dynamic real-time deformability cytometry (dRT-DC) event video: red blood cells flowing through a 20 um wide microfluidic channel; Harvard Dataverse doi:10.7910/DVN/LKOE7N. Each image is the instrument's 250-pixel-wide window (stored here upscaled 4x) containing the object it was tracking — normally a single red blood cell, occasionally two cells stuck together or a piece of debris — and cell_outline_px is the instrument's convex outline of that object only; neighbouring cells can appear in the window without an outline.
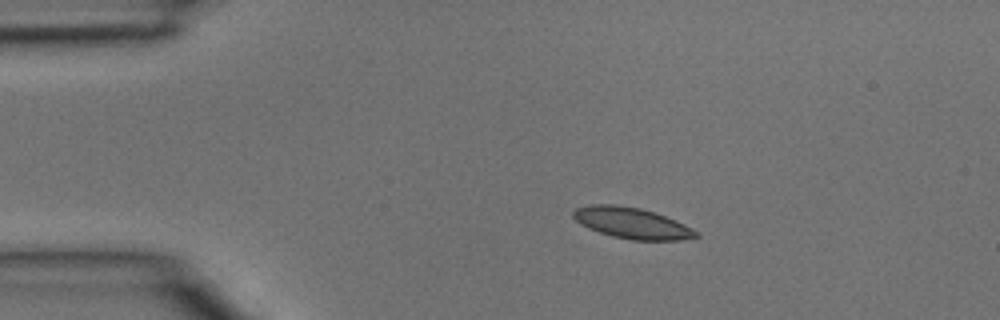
{"species": "common noctule bat (a hibernating species)", "species_latin": "Nyctalus noctula", "temperature_condition": "room temperature", "stored_images_in_passage": 34, "camera_frame_rate_fps": 3000, "um_per_image_px": 0.085, "animal": {"sex": "male", "body_mass_g": 15.6}, "frame": {"image": 1, "passage_image": 1, "time_ms": 0.0, "image_size_px": [1000, 320], "cell_outline_px": [[700, 236], [680, 240], [632, 240], [612, 236], [588, 228], [580, 224], [572, 216], [572, 212], [576, 208], [588, 204], [616, 204], [640, 208], [656, 212], [676, 220], [700, 232]], "centroid_in_image_um": [53.72, 18.95], "position_along_channel_um": 31.3, "area_um2": 22.43}}
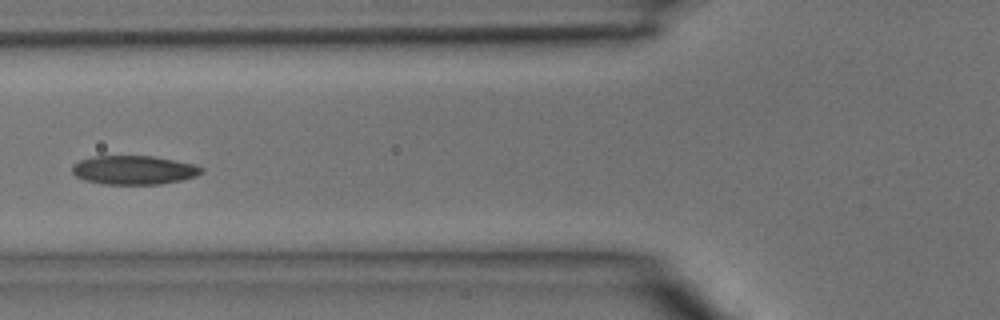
{"frame": {"image": 2, "passage_image": 9, "time_ms": 2.667, "image_size_px": [1000, 320], "cell_outline_px": [[204, 172], [196, 176], [180, 180], [160, 184], [104, 184], [84, 180], [76, 176], [72, 172], [72, 164], [80, 160], [92, 156], [152, 156], [192, 164], [204, 168]], "centroid_in_image_um": [11.35, 14.45], "position_along_channel_um": 114.5, "area_um2": 21.68}}
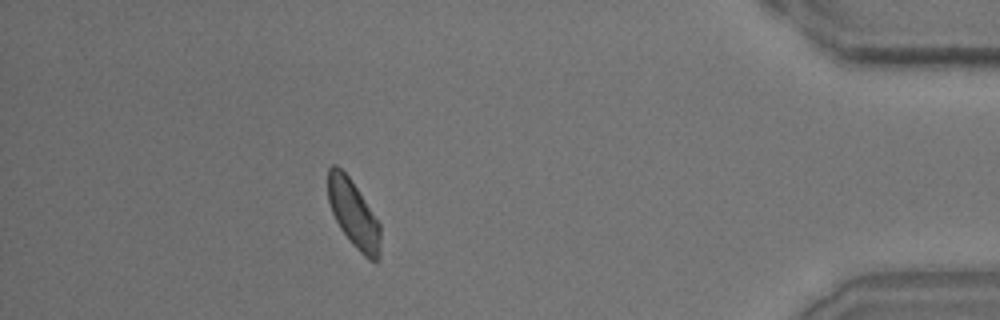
{"frame": {"image": 3, "passage_image": 30, "time_ms": 9.667, "image_size_px": [1000, 320], "cell_outline_px": [[380, 260], [368, 260], [352, 244], [340, 228], [332, 212], [328, 200], [328, 168], [332, 164], [336, 164], [348, 176], [380, 224]], "centroid_in_image_um": [30.04, 18.2], "position_along_channel_um": 405.2, "area_um2": 20.29}}